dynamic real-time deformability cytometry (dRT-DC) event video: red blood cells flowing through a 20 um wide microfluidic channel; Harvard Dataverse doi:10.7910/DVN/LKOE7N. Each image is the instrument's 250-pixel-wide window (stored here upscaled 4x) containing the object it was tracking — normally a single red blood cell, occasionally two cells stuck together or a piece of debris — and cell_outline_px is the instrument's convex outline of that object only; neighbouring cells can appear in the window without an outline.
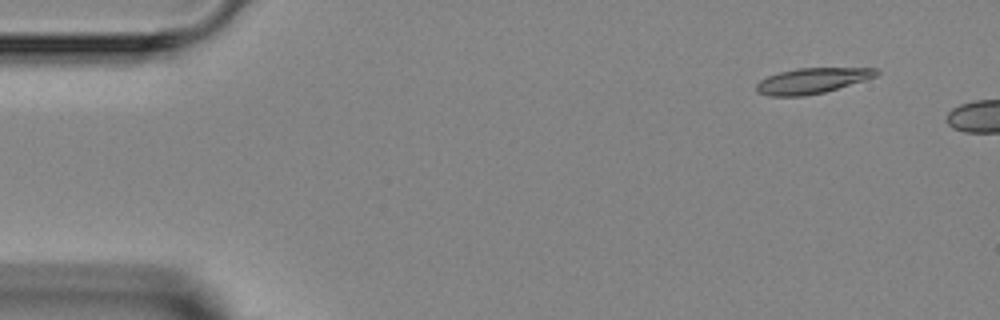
{"species": "Egyptian fruit bat (a non-hibernating species)", "species_latin": "Rousettus aegyptiacus", "temperature_condition": "room temperature", "stored_images_in_passage": 2, "camera_frame_rate_fps": 3000, "um_per_image_px": 0.085, "animal": {"sex": "female"}, "frame": {"image": 1, "passage_image": 1, "time_ms": 0.0, "image_size_px": [1000, 320], "cell_outline_px": [[880, 72], [876, 76], [864, 80], [824, 92], [804, 96], [768, 96], [756, 92], [756, 84], [760, 80], [768, 76], [780, 72], [796, 68], [876, 68]], "centroid_in_image_um": [68.99, 6.86], "position_along_channel_um": 16.0, "area_um2": 17.74}}